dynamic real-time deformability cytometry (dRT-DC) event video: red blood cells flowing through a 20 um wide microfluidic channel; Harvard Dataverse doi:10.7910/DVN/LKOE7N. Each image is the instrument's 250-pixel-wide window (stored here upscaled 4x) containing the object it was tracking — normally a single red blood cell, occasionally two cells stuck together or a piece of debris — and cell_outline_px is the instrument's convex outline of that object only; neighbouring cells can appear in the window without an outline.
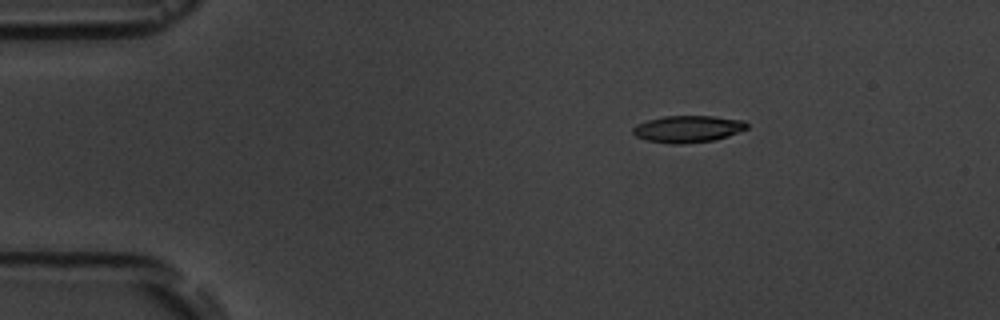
{"species": "common noctule bat (a hibernating species)", "species_latin": "Nyctalus noctula", "temperature_condition": "room temperature", "stored_images_in_passage": 3, "camera_frame_rate_fps": 3000, "um_per_image_px": 0.085, "animal": {"sex": "male", "body_mass_g": 19.5, "forearm_length_mm": 54.6}, "frame": {"image": 1, "passage_image": 1, "time_ms": 0.0, "image_size_px": [1000, 320], "cell_outline_px": [[748, 128], [728, 136], [716, 140], [684, 144], [672, 144], [648, 140], [636, 136], [632, 132], [632, 128], [636, 124], [648, 120], [664, 116], [712, 116], [744, 120], [748, 124]], "centroid_in_image_um": [58.48, 10.96], "position_along_channel_um": 26.5, "area_um2": 17.92}}